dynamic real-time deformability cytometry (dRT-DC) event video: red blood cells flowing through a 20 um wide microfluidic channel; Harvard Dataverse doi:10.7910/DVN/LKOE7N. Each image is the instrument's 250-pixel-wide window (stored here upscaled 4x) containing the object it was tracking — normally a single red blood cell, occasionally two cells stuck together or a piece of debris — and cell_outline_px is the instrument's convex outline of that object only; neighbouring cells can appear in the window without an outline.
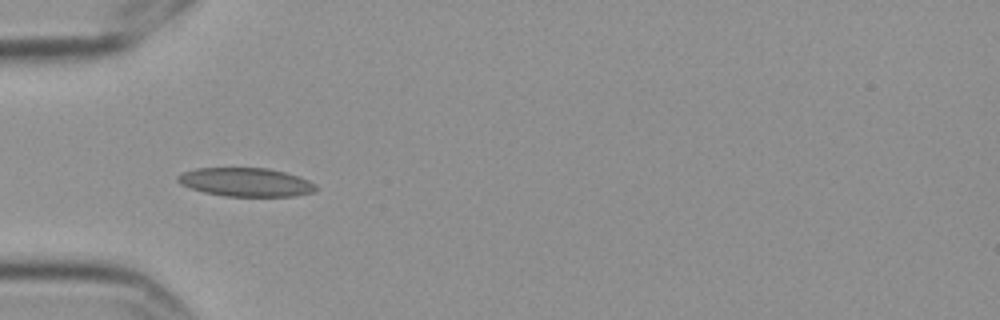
{"species": "Egyptian fruit bat (a non-hibernating species)", "species_latin": "Rousettus aegyptiacus", "temperature_condition": "cold", "stored_images_in_passage": 6, "camera_frame_rate_fps": 3000, "um_per_image_px": 0.085, "frame": {"image": 1, "passage_image": 6, "time_ms": 1.667, "image_size_px": [1000, 320], "cell_outline_px": [[316, 192], [292, 196], [224, 196], [204, 192], [180, 184], [176, 180], [176, 176], [184, 172], [196, 168], [268, 168], [284, 172], [308, 180], [316, 184]], "centroid_in_image_um": [20.89, 15.48], "position_along_channel_um": 64.1, "area_um2": 22.95}}